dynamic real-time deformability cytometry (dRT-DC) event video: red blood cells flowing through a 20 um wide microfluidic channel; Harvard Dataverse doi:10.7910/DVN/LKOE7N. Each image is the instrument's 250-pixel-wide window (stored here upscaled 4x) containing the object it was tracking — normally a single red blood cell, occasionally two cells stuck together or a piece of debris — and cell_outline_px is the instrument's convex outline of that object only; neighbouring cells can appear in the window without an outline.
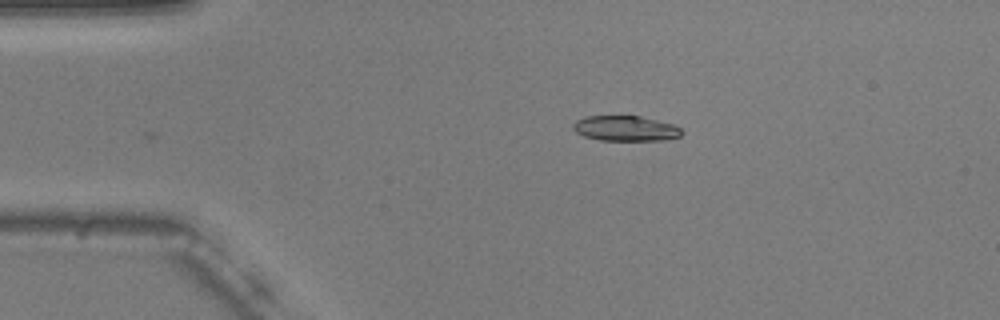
{"species": "common noctule bat (a hibernating species)", "species_latin": "Nyctalus noctula", "temperature_condition": "warm", "stored_images_in_passage": 43, "camera_frame_rate_fps": 3000, "um_per_image_px": 0.085, "animal": {"sex": "male", "body_mass_g": 20.5, "forearm_length_mm": 52.5}, "frame": {"image": 1, "passage_image": 1, "time_ms": 0.0, "image_size_px": [1000, 320], "cell_outline_px": [[684, 132], [680, 136], [664, 140], [600, 140], [584, 136], [576, 132], [572, 128], [572, 124], [576, 120], [584, 116], [640, 116], [672, 124], [680, 128]], "centroid_in_image_um": [53.14, 10.91], "position_along_channel_um": 31.9, "area_um2": 15.95}}
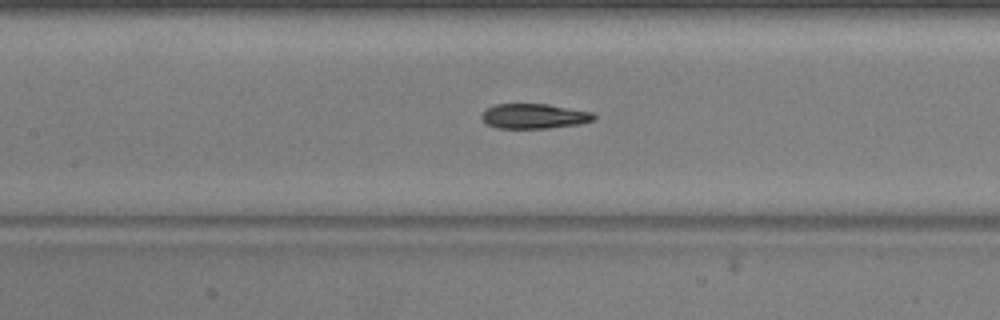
{"frame": {"image": 2, "passage_image": 15, "time_ms": 4.667, "image_size_px": [1000, 320], "cell_outline_px": [[596, 116], [592, 120], [580, 124], [548, 128], [496, 128], [484, 124], [480, 116], [480, 112], [484, 108], [496, 104], [548, 104], [592, 112]], "centroid_in_image_um": [45.31, 9.87], "position_along_channel_um": 162.1, "area_um2": 16.53}}
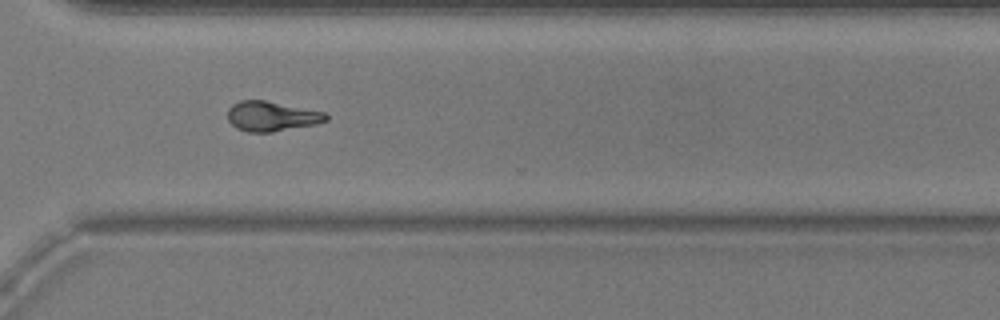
{"frame": {"image": 3, "passage_image": 30, "time_ms": 9.667, "image_size_px": [1000, 320], "cell_outline_px": [[328, 120], [316, 124], [272, 132], [248, 132], [236, 128], [228, 120], [228, 108], [232, 104], [240, 100], [264, 100], [324, 112], [328, 116]], "centroid_in_image_um": [23.06, 9.88], "position_along_channel_um": 347.5, "area_um2": 17.05}, "authors_computed_cell_mechanics": {"area_um2": 16.8776, "velocity_mm_per_s": 3.7218, "shape_relaxation_time_tau1_ms": null, "shape_relaxation_time_tau2_ms": 4.1839, "deformation_change_tau1": null, "deformation_change_tau2": 0.098}}